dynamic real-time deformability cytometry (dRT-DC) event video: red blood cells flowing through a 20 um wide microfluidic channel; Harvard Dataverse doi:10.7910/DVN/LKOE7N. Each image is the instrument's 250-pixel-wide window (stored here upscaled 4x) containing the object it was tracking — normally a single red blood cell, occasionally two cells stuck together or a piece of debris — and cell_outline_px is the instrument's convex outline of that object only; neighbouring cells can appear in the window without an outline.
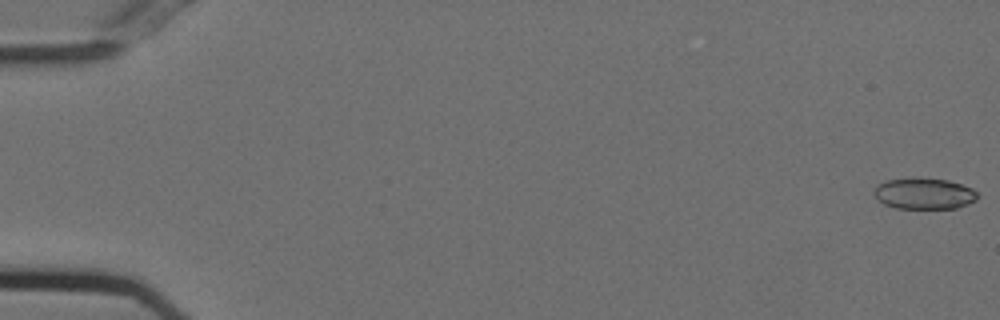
{"species": "Egyptian fruit bat (a non-hibernating species)", "species_latin": "Rousettus aegyptiacus", "temperature_condition": "cold", "stored_images_in_passage": 55, "camera_frame_rate_fps": 3000, "um_per_image_px": 0.085, "animal": {"sex": "female"}, "frame": {"image": 1, "passage_image": 1, "time_ms": 0.0, "image_size_px": [1000, 320], "cell_outline_px": [[976, 200], [968, 204], [956, 208], [896, 208], [884, 204], [872, 192], [876, 184], [888, 180], [912, 176], [948, 180], [972, 188], [976, 192]], "centroid_in_image_um": [78.51, 16.43], "position_along_channel_um": 6.5, "area_um2": 18.96}}
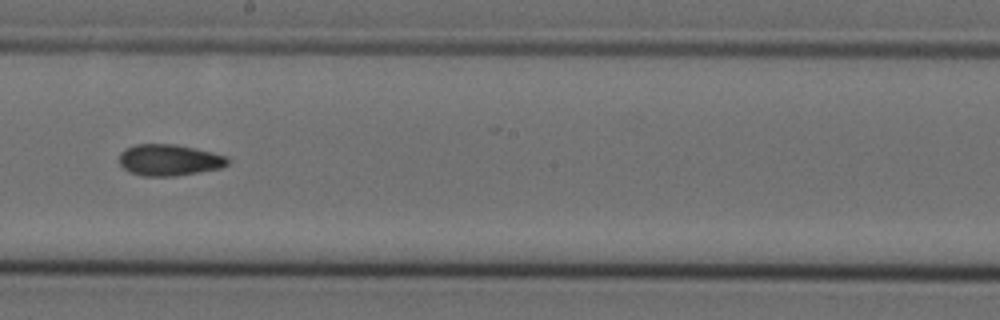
{"frame": {"image": 2, "passage_image": 32, "time_ms": 10.333, "image_size_px": [1000, 320], "cell_outline_px": [[228, 164], [220, 168], [176, 176], [140, 176], [128, 172], [120, 164], [120, 152], [124, 148], [136, 144], [176, 144], [196, 148], [228, 156]], "centroid_in_image_um": [14.36, 13.6], "position_along_channel_um": 233.8, "area_um2": 20.0}}
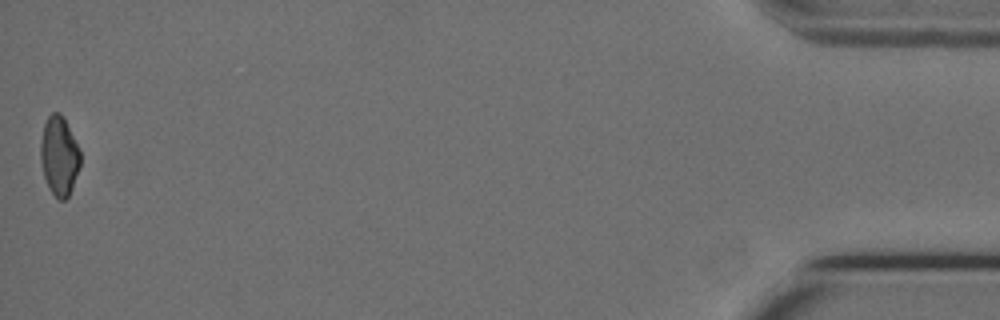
{"frame": {"image": 3, "passage_image": 55, "time_ms": 18.0, "image_size_px": [1000, 320], "cell_outline_px": [[80, 164], [72, 188], [68, 196], [64, 200], [60, 200], [52, 192], [44, 176], [40, 160], [40, 144], [44, 124], [48, 116], [52, 112], [60, 112], [64, 116], [80, 152]], "centroid_in_image_um": [5.02, 13.21], "position_along_channel_um": 430.2, "area_um2": 18.15}, "authors_computed_cell_mechanics": {"area_um2": 19.5942, "velocity_mm_per_s": 3.7428, "shape_relaxation_time_tau1_ms": null, "shape_relaxation_time_tau2_ms": 4.6765, "deformation_change_tau1": null, "deformation_change_tau2": 0.1121}}